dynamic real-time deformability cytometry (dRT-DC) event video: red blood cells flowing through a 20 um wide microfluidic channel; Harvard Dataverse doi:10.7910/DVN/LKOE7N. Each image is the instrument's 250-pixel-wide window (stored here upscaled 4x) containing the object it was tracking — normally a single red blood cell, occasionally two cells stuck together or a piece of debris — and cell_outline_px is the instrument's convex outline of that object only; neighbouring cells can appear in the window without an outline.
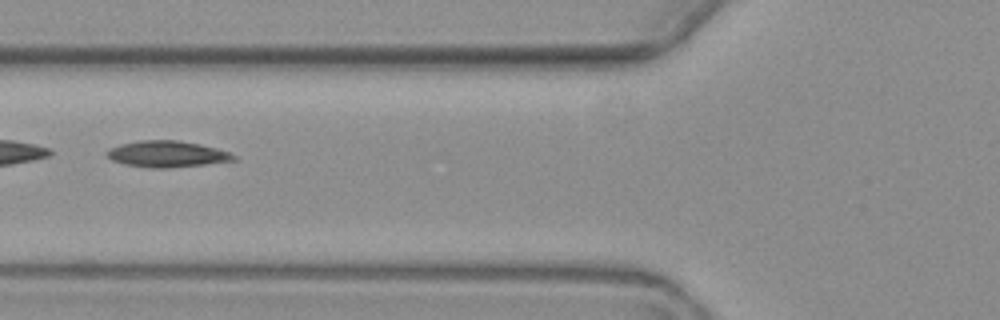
{"species": "common noctule bat (a hibernating species)", "species_latin": "Nyctalus noctula", "temperature_condition": "warm", "stored_images_in_passage": 7, "camera_frame_rate_fps": 3000, "um_per_image_px": 0.085, "animal": {"sex": "female", "body_mass_g": 19.3, "forearm_length_mm": 54.1}, "frame": {"image": 1, "passage_image": 2, "time_ms": 1.333, "image_size_px": [1000, 320], "cell_outline_px": [[236, 160], [204, 164], [164, 168], [152, 168], [124, 164], [112, 160], [104, 152], [108, 148], [120, 144], [140, 140], [180, 140], [200, 144], [216, 148], [228, 152], [236, 156]], "centroid_in_image_um": [14.16, 13.08], "position_along_channel_um": 111.6, "area_um2": 19.36}}
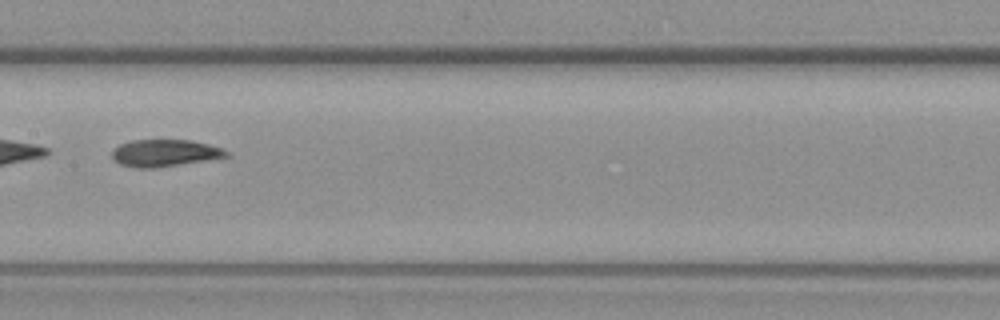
{"frame": {"image": 2, "passage_image": 4, "time_ms": 3.667, "image_size_px": [1000, 320], "cell_outline_px": [[232, 156], [156, 168], [132, 168], [120, 164], [112, 160], [112, 148], [120, 144], [132, 140], [192, 140], [208, 144], [220, 148], [228, 152]], "centroid_in_image_um": [13.96, 13.01], "position_along_channel_um": 193.4, "area_um2": 18.21}}
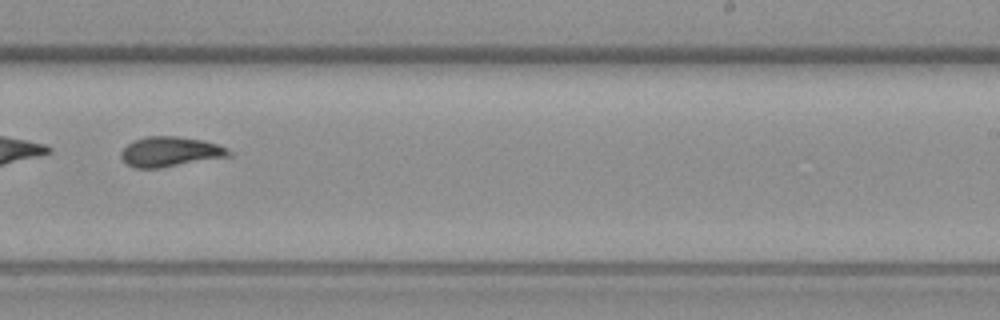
{"frame": {"image": 3, "passage_image": 6, "time_ms": 6.0, "image_size_px": [1000, 320], "cell_outline_px": [[232, 156], [160, 168], [132, 168], [120, 156], [120, 152], [132, 140], [144, 136], [176, 136], [200, 140], [216, 144], [228, 148], [232, 152]], "centroid_in_image_um": [14.46, 12.9], "position_along_channel_um": 274.5, "area_um2": 18.9}}